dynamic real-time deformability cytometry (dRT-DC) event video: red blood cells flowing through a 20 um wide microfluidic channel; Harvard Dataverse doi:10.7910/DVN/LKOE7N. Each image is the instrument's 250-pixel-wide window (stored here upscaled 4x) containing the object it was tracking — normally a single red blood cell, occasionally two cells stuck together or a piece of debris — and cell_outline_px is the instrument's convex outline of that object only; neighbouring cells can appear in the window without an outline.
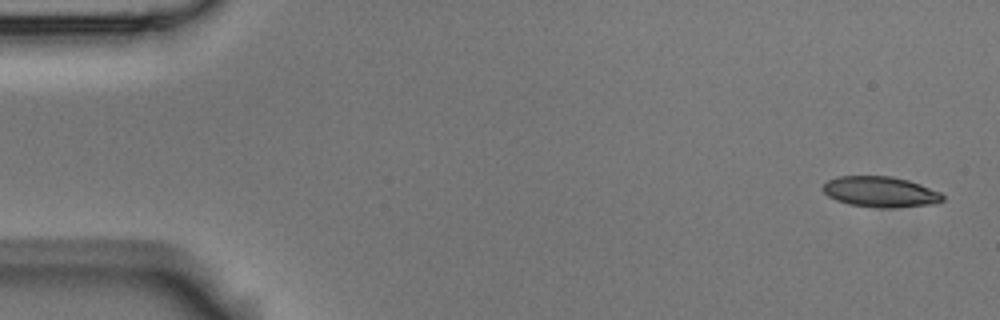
{"species": "Egyptian fruit bat (a non-hibernating species)", "species_latin": "Rousettus aegyptiacus", "temperature_condition": "room temperature", "stored_images_in_passage": 4, "camera_frame_rate_fps": 3000, "um_per_image_px": 0.085, "animal": {"sex": "male"}, "frame": {"image": 1, "passage_image": 1, "time_ms": 0.0, "image_size_px": [1000, 320], "cell_outline_px": [[944, 200], [936, 204], [892, 208], [884, 208], [848, 204], [836, 200], [828, 196], [820, 188], [828, 180], [836, 176], [892, 176], [908, 180], [920, 184], [940, 192], [944, 196]], "centroid_in_image_um": [74.83, 16.3], "position_along_channel_um": 10.2, "area_um2": 21.56}}
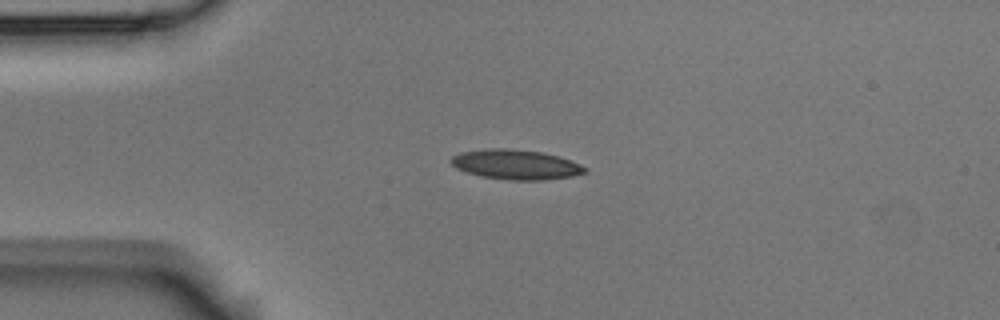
{"frame": {"image": 2, "passage_image": 3, "time_ms": 0.667, "image_size_px": [1000, 320], "cell_outline_px": [[588, 172], [572, 176], [544, 180], [512, 180], [480, 176], [456, 168], [448, 160], [452, 156], [460, 152], [484, 148], [508, 148], [540, 152], [556, 156], [580, 164], [588, 168]], "centroid_in_image_um": [43.81, 13.98], "position_along_channel_um": 41.2, "area_um2": 23.24}}